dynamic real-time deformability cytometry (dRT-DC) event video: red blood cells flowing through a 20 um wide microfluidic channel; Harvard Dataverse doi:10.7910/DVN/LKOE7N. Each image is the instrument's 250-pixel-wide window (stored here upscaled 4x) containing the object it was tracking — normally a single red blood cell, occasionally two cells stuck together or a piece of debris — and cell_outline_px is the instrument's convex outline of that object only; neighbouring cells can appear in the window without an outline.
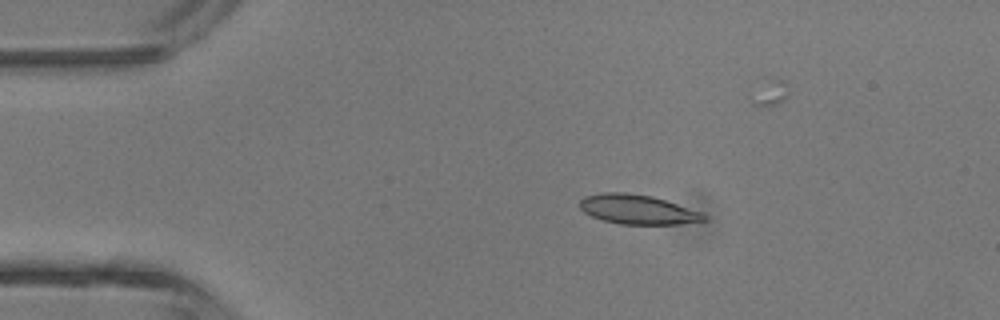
{"species": "common noctule bat (a hibernating species)", "species_latin": "Nyctalus noctula", "temperature_condition": "room temperature", "stored_images_in_passage": 4, "camera_frame_rate_fps": 3000, "um_per_image_px": 0.085, "animal": {"sex": "male", "body_mass_g": 13.3}, "frame": {"image": 1, "passage_image": 3, "time_ms": 2.333, "image_size_px": [1000, 320], "cell_outline_px": [[708, 220], [676, 224], [620, 224], [604, 220], [592, 216], [584, 212], [580, 208], [580, 200], [584, 196], [604, 192], [624, 192], [652, 196], [704, 212], [708, 216]], "centroid_in_image_um": [54.24, 17.8], "position_along_channel_um": 30.8, "area_um2": 21.39}}